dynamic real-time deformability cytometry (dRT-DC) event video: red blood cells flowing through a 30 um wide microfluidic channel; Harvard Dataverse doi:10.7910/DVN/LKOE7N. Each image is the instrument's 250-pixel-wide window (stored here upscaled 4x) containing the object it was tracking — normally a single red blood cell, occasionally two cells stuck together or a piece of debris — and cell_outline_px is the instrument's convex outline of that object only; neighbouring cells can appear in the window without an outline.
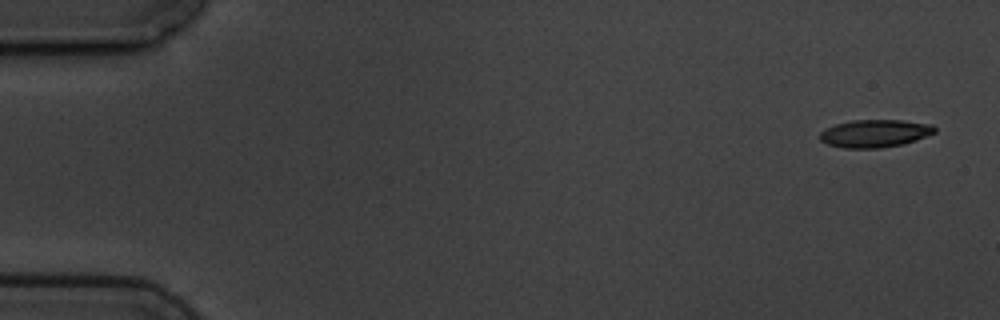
{"species": "common noctule bat (a hibernating species)", "species_latin": "Nyctalus noctula", "temperature_condition": "cold", "stored_images_in_passage": 5, "camera_frame_rate_fps": 3000, "um_per_image_px": 0.085, "animal": {"sex": "male", "body_mass_g": 19.5, "forearm_length_mm": 54.6}, "frame": {"image": 1, "passage_image": 1, "time_ms": 0.0, "image_size_px": [1000, 320], "cell_outline_px": [[936, 132], [916, 140], [904, 144], [880, 148], [844, 148], [828, 144], [820, 140], [820, 132], [824, 128], [836, 124], [852, 120], [904, 120], [932, 124], [936, 128]], "centroid_in_image_um": [74.37, 11.34], "position_along_channel_um": 10.6, "area_um2": 18.67}}
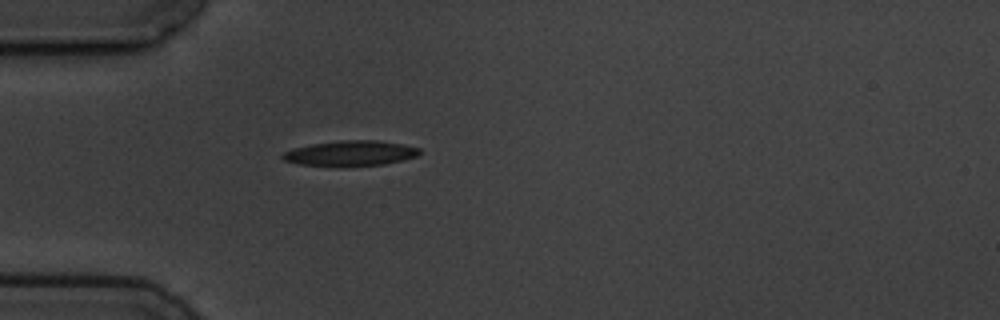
{"frame": {"image": 2, "passage_image": 5, "time_ms": 4.667, "image_size_px": [1000, 320], "cell_outline_px": [[420, 152], [416, 156], [384, 164], [300, 164], [284, 160], [280, 156], [284, 152], [292, 148], [312, 144], [340, 140], [376, 140], [404, 144], [420, 148]], "centroid_in_image_um": [29.8, 12.98], "position_along_channel_um": 55.2, "area_um2": 19.31}}